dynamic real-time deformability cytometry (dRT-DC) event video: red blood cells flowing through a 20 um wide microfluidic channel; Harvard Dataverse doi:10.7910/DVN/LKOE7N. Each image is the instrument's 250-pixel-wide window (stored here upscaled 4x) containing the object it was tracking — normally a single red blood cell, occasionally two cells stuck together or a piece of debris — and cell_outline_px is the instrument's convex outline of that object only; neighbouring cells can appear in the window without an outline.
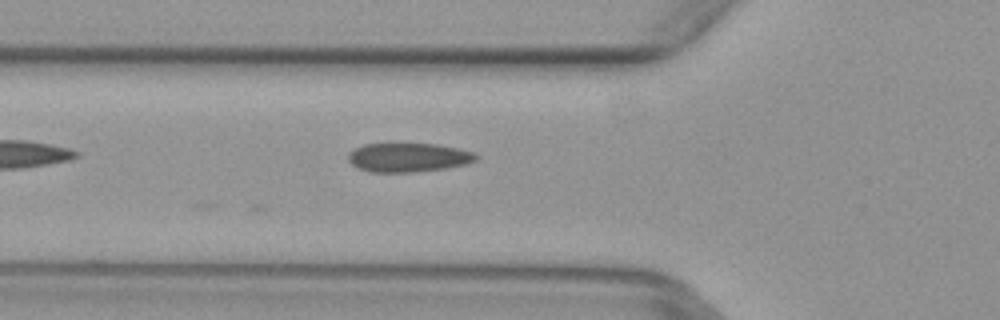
{"species": "common noctule bat (a hibernating species)", "species_latin": "Nyctalus noctula", "temperature_condition": "warm", "stored_images_in_passage": 2, "camera_frame_rate_fps": 3000, "um_per_image_px": 0.085, "animal": {"sex": "female", "body_mass_g": 29.2, "forearm_length_mm": 56.3}, "frame": {"image": 1, "passage_image": 2, "time_ms": 0.333, "image_size_px": [1000, 320], "cell_outline_px": [[480, 156], [476, 160], [468, 164], [448, 168], [416, 172], [368, 172], [352, 164], [348, 160], [348, 152], [364, 144], [436, 144], [460, 148], [472, 152]], "centroid_in_image_um": [34.75, 13.39], "position_along_channel_um": 91.1, "area_um2": 21.73}}